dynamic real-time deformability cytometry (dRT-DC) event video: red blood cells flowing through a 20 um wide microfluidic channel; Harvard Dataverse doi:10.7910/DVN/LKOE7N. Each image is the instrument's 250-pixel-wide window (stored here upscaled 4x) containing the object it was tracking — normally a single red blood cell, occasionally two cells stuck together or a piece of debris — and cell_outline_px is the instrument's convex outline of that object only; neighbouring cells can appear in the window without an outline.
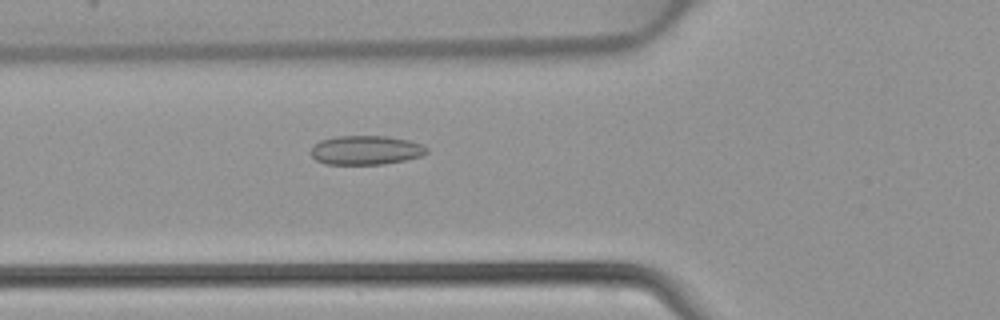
{"species": "common noctule bat (a hibernating species)", "species_latin": "Nyctalus noctula", "temperature_condition": "warm", "stored_images_in_passage": 34, "camera_frame_rate_fps": 3000, "um_per_image_px": 0.085, "animal": {"sex": "female", "body_mass_g": 22.7, "forearm_length_mm": 54.2}, "frame": {"image": 1, "passage_image": 4, "time_ms": 1.0, "image_size_px": [1000, 320], "cell_outline_px": [[428, 152], [420, 156], [404, 160], [384, 164], [324, 164], [316, 160], [308, 152], [312, 144], [320, 140], [336, 136], [388, 136], [408, 140], [420, 144], [428, 148]], "centroid_in_image_um": [31.03, 12.76], "position_along_channel_um": 94.8, "area_um2": 19.83}}
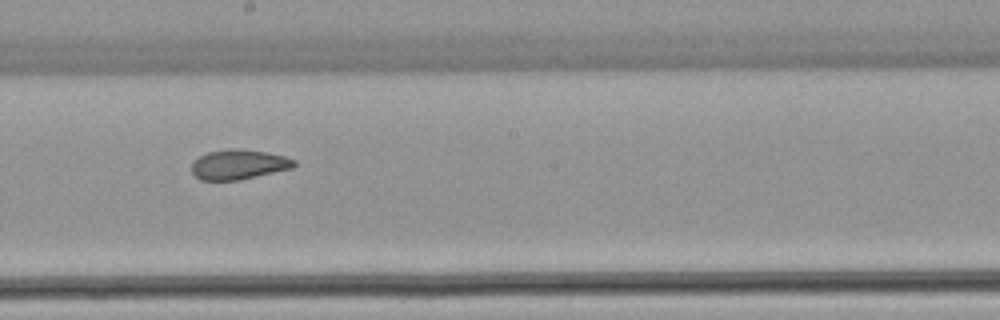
{"frame": {"image": 2, "passage_image": 13, "time_ms": 4.0, "image_size_px": [1000, 320], "cell_outline_px": [[296, 164], [292, 168], [240, 180], [200, 180], [192, 172], [192, 164], [200, 156], [208, 152], [228, 148], [236, 148], [268, 152], [284, 156], [296, 160]], "centroid_in_image_um": [20.31, 13.97], "position_along_channel_um": 227.9, "area_um2": 17.8}}
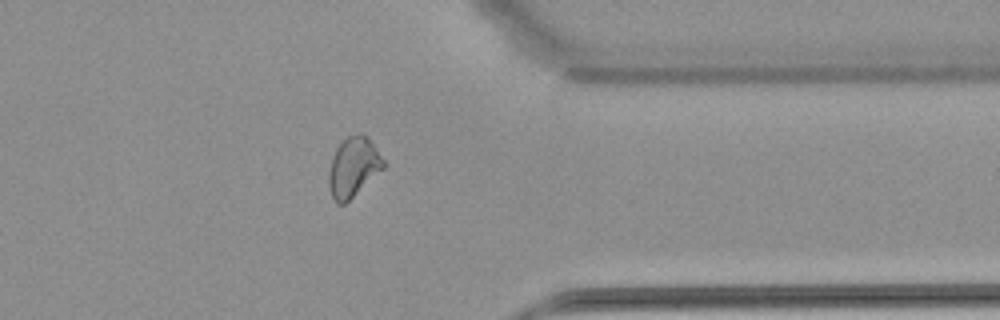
{"frame": {"image": 3, "passage_image": 24, "time_ms": 7.667, "image_size_px": [1000, 320], "cell_outline_px": [[384, 168], [344, 204], [336, 204], [332, 196], [328, 184], [328, 172], [332, 156], [336, 148], [348, 136], [360, 132], [372, 144], [384, 160]], "centroid_in_image_um": [30.0, 14.22], "position_along_channel_um": 381.4, "area_um2": 18.61}}